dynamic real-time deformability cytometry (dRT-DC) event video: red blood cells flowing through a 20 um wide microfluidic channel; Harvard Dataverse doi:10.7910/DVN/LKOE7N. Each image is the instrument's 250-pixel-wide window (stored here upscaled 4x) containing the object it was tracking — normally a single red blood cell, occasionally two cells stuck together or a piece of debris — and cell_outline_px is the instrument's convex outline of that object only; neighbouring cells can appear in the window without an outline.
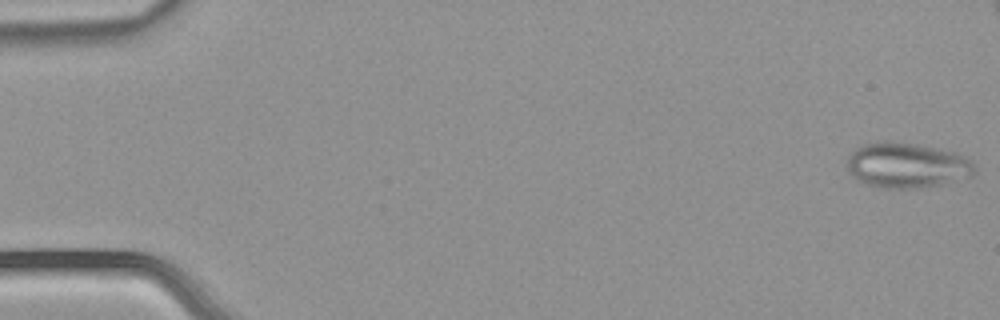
{"species": "common noctule bat (a hibernating species)", "species_latin": "Nyctalus noctula", "temperature_condition": "warm", "stored_images_in_passage": 7, "segment_of_instrument_passage": [3, 3], "camera_frame_rate_fps": 3000, "um_per_image_px": 0.085, "animal": {"sex": "male", "body_mass_g": 21.5, "forearm_length_mm": 52.0}, "frame": {"image": 1, "passage_image": 7, "time_ms": 2.0, "image_size_px": [1000, 320], "cell_outline_px": [[976, 172], [972, 176], [944, 184], [920, 188], [880, 188], [856, 180], [848, 172], [848, 156], [856, 148], [864, 144], [876, 140], [892, 140], [916, 144], [956, 152], [972, 160], [976, 164]], "centroid_in_image_um": [77.1, 14.04], "position_along_channel_um": 7.9, "area_um2": 34.28}}